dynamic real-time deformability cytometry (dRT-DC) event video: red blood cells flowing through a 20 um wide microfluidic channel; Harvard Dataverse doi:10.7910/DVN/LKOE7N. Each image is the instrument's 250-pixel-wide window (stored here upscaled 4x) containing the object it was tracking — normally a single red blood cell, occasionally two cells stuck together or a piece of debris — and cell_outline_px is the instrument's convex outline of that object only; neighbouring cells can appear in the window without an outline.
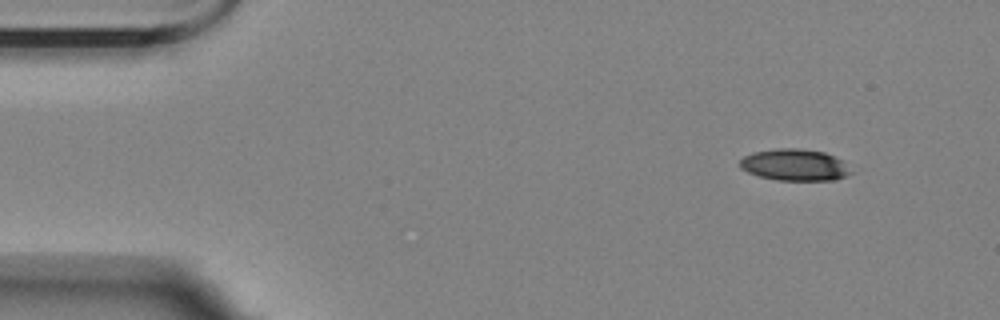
{"species": "Egyptian fruit bat (a non-hibernating species)", "species_latin": "Rousettus aegyptiacus", "temperature_condition": "room temperature", "stored_images_in_passage": 4, "camera_frame_rate_fps": 3000, "um_per_image_px": 0.085, "animal": {"sex": "female"}, "frame": {"image": 1, "passage_image": 1, "time_ms": 0.0, "image_size_px": [1000, 320], "cell_outline_px": [[856, 172], [832, 180], [776, 180], [760, 176], [748, 172], [740, 168], [740, 160], [744, 156], [752, 152], [776, 148], [800, 148], [824, 152], [844, 160]], "centroid_in_image_um": [67.59, 14.01], "position_along_channel_um": 17.4, "area_um2": 20.75}}
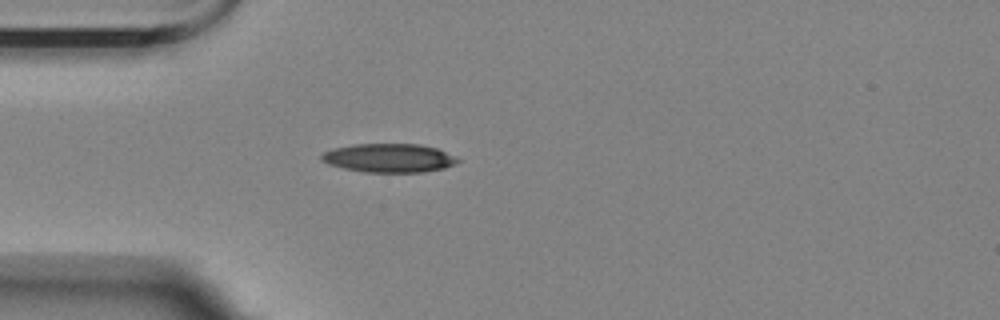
{"frame": {"image": 2, "passage_image": 3, "time_ms": 3.333, "image_size_px": [1000, 320], "cell_outline_px": [[460, 160], [444, 168], [424, 172], [364, 172], [344, 168], [328, 164], [320, 160], [320, 156], [324, 152], [332, 148], [356, 144], [420, 144], [436, 148]], "centroid_in_image_um": [33.0, 13.43], "position_along_channel_um": 52.0, "area_um2": 22.6}}